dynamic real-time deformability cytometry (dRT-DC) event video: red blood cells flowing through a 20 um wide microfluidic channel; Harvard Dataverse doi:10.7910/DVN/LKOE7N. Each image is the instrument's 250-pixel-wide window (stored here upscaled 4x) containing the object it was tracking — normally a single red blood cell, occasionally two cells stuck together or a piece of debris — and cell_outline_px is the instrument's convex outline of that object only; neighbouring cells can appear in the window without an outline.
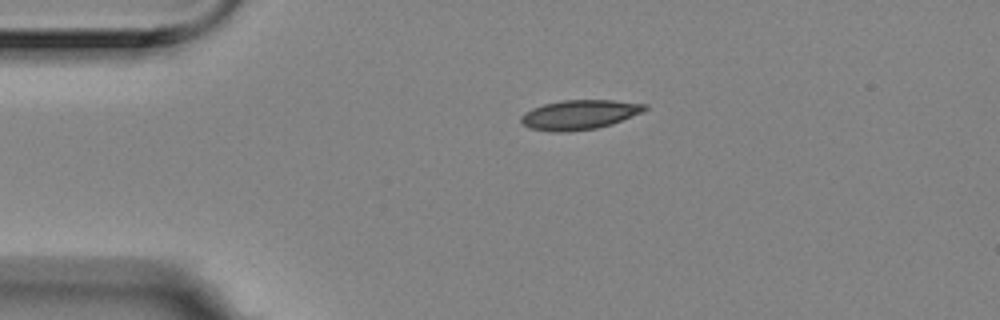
{"species": "Egyptian fruit bat (a non-hibernating species)", "species_latin": "Rousettus aegyptiacus", "temperature_condition": "room temperature", "stored_images_in_passage": 2, "camera_frame_rate_fps": 3000, "um_per_image_px": 0.085, "animal": {"sex": "female"}, "frame": {"image": 1, "passage_image": 1, "time_ms": 0.0, "image_size_px": [1000, 320], "cell_outline_px": [[648, 108], [644, 112], [612, 124], [596, 128], [568, 132], [552, 132], [528, 128], [520, 120], [520, 116], [524, 112], [532, 108], [544, 104], [560, 100], [612, 100], [648, 104]], "centroid_in_image_um": [49.26, 9.75], "position_along_channel_um": 35.7, "area_um2": 21.56}}